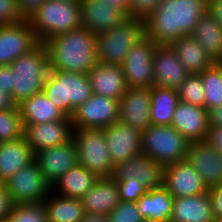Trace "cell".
Segmentation results:
<instances>
[{
  "label": "cell",
  "mask_w": 222,
  "mask_h": 222,
  "mask_svg": "<svg viewBox=\"0 0 222 222\" xmlns=\"http://www.w3.org/2000/svg\"><path fill=\"white\" fill-rule=\"evenodd\" d=\"M206 12V0H162L144 20L145 35L157 45H170L182 36L191 35Z\"/></svg>",
  "instance_id": "1"
},
{
  "label": "cell",
  "mask_w": 222,
  "mask_h": 222,
  "mask_svg": "<svg viewBox=\"0 0 222 222\" xmlns=\"http://www.w3.org/2000/svg\"><path fill=\"white\" fill-rule=\"evenodd\" d=\"M164 187L173 197H188L208 192L202 176L188 160L165 166Z\"/></svg>",
  "instance_id": "15"
},
{
  "label": "cell",
  "mask_w": 222,
  "mask_h": 222,
  "mask_svg": "<svg viewBox=\"0 0 222 222\" xmlns=\"http://www.w3.org/2000/svg\"><path fill=\"white\" fill-rule=\"evenodd\" d=\"M103 131L114 166L141 155V131L120 120L103 128Z\"/></svg>",
  "instance_id": "13"
},
{
  "label": "cell",
  "mask_w": 222,
  "mask_h": 222,
  "mask_svg": "<svg viewBox=\"0 0 222 222\" xmlns=\"http://www.w3.org/2000/svg\"><path fill=\"white\" fill-rule=\"evenodd\" d=\"M18 107L23 125L55 122L67 117L43 92L34 94L19 104Z\"/></svg>",
  "instance_id": "29"
},
{
  "label": "cell",
  "mask_w": 222,
  "mask_h": 222,
  "mask_svg": "<svg viewBox=\"0 0 222 222\" xmlns=\"http://www.w3.org/2000/svg\"><path fill=\"white\" fill-rule=\"evenodd\" d=\"M38 43L28 19L16 24L0 25V66L10 65Z\"/></svg>",
  "instance_id": "12"
},
{
  "label": "cell",
  "mask_w": 222,
  "mask_h": 222,
  "mask_svg": "<svg viewBox=\"0 0 222 222\" xmlns=\"http://www.w3.org/2000/svg\"><path fill=\"white\" fill-rule=\"evenodd\" d=\"M207 12L222 26V0H209Z\"/></svg>",
  "instance_id": "47"
},
{
  "label": "cell",
  "mask_w": 222,
  "mask_h": 222,
  "mask_svg": "<svg viewBox=\"0 0 222 222\" xmlns=\"http://www.w3.org/2000/svg\"><path fill=\"white\" fill-rule=\"evenodd\" d=\"M34 157L24 138L0 142V178L6 182L18 170L33 162Z\"/></svg>",
  "instance_id": "27"
},
{
  "label": "cell",
  "mask_w": 222,
  "mask_h": 222,
  "mask_svg": "<svg viewBox=\"0 0 222 222\" xmlns=\"http://www.w3.org/2000/svg\"><path fill=\"white\" fill-rule=\"evenodd\" d=\"M190 73L170 45H157L153 53L154 86L178 89Z\"/></svg>",
  "instance_id": "21"
},
{
  "label": "cell",
  "mask_w": 222,
  "mask_h": 222,
  "mask_svg": "<svg viewBox=\"0 0 222 222\" xmlns=\"http://www.w3.org/2000/svg\"><path fill=\"white\" fill-rule=\"evenodd\" d=\"M162 0H130L128 17L146 20Z\"/></svg>",
  "instance_id": "41"
},
{
  "label": "cell",
  "mask_w": 222,
  "mask_h": 222,
  "mask_svg": "<svg viewBox=\"0 0 222 222\" xmlns=\"http://www.w3.org/2000/svg\"><path fill=\"white\" fill-rule=\"evenodd\" d=\"M23 126V138L34 154L44 148L65 144L72 139L73 127L70 117L55 122Z\"/></svg>",
  "instance_id": "19"
},
{
  "label": "cell",
  "mask_w": 222,
  "mask_h": 222,
  "mask_svg": "<svg viewBox=\"0 0 222 222\" xmlns=\"http://www.w3.org/2000/svg\"><path fill=\"white\" fill-rule=\"evenodd\" d=\"M219 65H220V67H221V69H222V59H219L218 61H216Z\"/></svg>",
  "instance_id": "54"
},
{
  "label": "cell",
  "mask_w": 222,
  "mask_h": 222,
  "mask_svg": "<svg viewBox=\"0 0 222 222\" xmlns=\"http://www.w3.org/2000/svg\"><path fill=\"white\" fill-rule=\"evenodd\" d=\"M88 76L95 95L120 100L129 88L121 65L98 62Z\"/></svg>",
  "instance_id": "23"
},
{
  "label": "cell",
  "mask_w": 222,
  "mask_h": 222,
  "mask_svg": "<svg viewBox=\"0 0 222 222\" xmlns=\"http://www.w3.org/2000/svg\"><path fill=\"white\" fill-rule=\"evenodd\" d=\"M80 200L84 213L108 215L120 202L116 180L112 177H99Z\"/></svg>",
  "instance_id": "24"
},
{
  "label": "cell",
  "mask_w": 222,
  "mask_h": 222,
  "mask_svg": "<svg viewBox=\"0 0 222 222\" xmlns=\"http://www.w3.org/2000/svg\"><path fill=\"white\" fill-rule=\"evenodd\" d=\"M24 126L19 107L0 111V142L23 138Z\"/></svg>",
  "instance_id": "35"
},
{
  "label": "cell",
  "mask_w": 222,
  "mask_h": 222,
  "mask_svg": "<svg viewBox=\"0 0 222 222\" xmlns=\"http://www.w3.org/2000/svg\"><path fill=\"white\" fill-rule=\"evenodd\" d=\"M170 222H216L208 193L174 197Z\"/></svg>",
  "instance_id": "25"
},
{
  "label": "cell",
  "mask_w": 222,
  "mask_h": 222,
  "mask_svg": "<svg viewBox=\"0 0 222 222\" xmlns=\"http://www.w3.org/2000/svg\"><path fill=\"white\" fill-rule=\"evenodd\" d=\"M119 100L92 94L71 117L73 129H103L119 121Z\"/></svg>",
  "instance_id": "11"
},
{
  "label": "cell",
  "mask_w": 222,
  "mask_h": 222,
  "mask_svg": "<svg viewBox=\"0 0 222 222\" xmlns=\"http://www.w3.org/2000/svg\"><path fill=\"white\" fill-rule=\"evenodd\" d=\"M46 0H18L20 11L25 19L35 13Z\"/></svg>",
  "instance_id": "44"
},
{
  "label": "cell",
  "mask_w": 222,
  "mask_h": 222,
  "mask_svg": "<svg viewBox=\"0 0 222 222\" xmlns=\"http://www.w3.org/2000/svg\"><path fill=\"white\" fill-rule=\"evenodd\" d=\"M174 197L163 186L148 190L137 203L145 222H170Z\"/></svg>",
  "instance_id": "26"
},
{
  "label": "cell",
  "mask_w": 222,
  "mask_h": 222,
  "mask_svg": "<svg viewBox=\"0 0 222 222\" xmlns=\"http://www.w3.org/2000/svg\"><path fill=\"white\" fill-rule=\"evenodd\" d=\"M186 160L202 176L208 189L222 185V153L206 140L190 142Z\"/></svg>",
  "instance_id": "20"
},
{
  "label": "cell",
  "mask_w": 222,
  "mask_h": 222,
  "mask_svg": "<svg viewBox=\"0 0 222 222\" xmlns=\"http://www.w3.org/2000/svg\"><path fill=\"white\" fill-rule=\"evenodd\" d=\"M144 35V21L130 17L117 27L96 35L98 62L122 65L128 51Z\"/></svg>",
  "instance_id": "6"
},
{
  "label": "cell",
  "mask_w": 222,
  "mask_h": 222,
  "mask_svg": "<svg viewBox=\"0 0 222 222\" xmlns=\"http://www.w3.org/2000/svg\"><path fill=\"white\" fill-rule=\"evenodd\" d=\"M205 89L207 111L222 105V69L217 62L199 74Z\"/></svg>",
  "instance_id": "34"
},
{
  "label": "cell",
  "mask_w": 222,
  "mask_h": 222,
  "mask_svg": "<svg viewBox=\"0 0 222 222\" xmlns=\"http://www.w3.org/2000/svg\"><path fill=\"white\" fill-rule=\"evenodd\" d=\"M4 181L0 178V190L4 188Z\"/></svg>",
  "instance_id": "52"
},
{
  "label": "cell",
  "mask_w": 222,
  "mask_h": 222,
  "mask_svg": "<svg viewBox=\"0 0 222 222\" xmlns=\"http://www.w3.org/2000/svg\"><path fill=\"white\" fill-rule=\"evenodd\" d=\"M0 222H11L10 218H4V219H0Z\"/></svg>",
  "instance_id": "53"
},
{
  "label": "cell",
  "mask_w": 222,
  "mask_h": 222,
  "mask_svg": "<svg viewBox=\"0 0 222 222\" xmlns=\"http://www.w3.org/2000/svg\"><path fill=\"white\" fill-rule=\"evenodd\" d=\"M78 164L98 177H111L114 164L111 160L103 129H73Z\"/></svg>",
  "instance_id": "8"
},
{
  "label": "cell",
  "mask_w": 222,
  "mask_h": 222,
  "mask_svg": "<svg viewBox=\"0 0 222 222\" xmlns=\"http://www.w3.org/2000/svg\"><path fill=\"white\" fill-rule=\"evenodd\" d=\"M11 222H48L43 203L13 204Z\"/></svg>",
  "instance_id": "37"
},
{
  "label": "cell",
  "mask_w": 222,
  "mask_h": 222,
  "mask_svg": "<svg viewBox=\"0 0 222 222\" xmlns=\"http://www.w3.org/2000/svg\"><path fill=\"white\" fill-rule=\"evenodd\" d=\"M207 193L215 219H222V185L209 188Z\"/></svg>",
  "instance_id": "42"
},
{
  "label": "cell",
  "mask_w": 222,
  "mask_h": 222,
  "mask_svg": "<svg viewBox=\"0 0 222 222\" xmlns=\"http://www.w3.org/2000/svg\"><path fill=\"white\" fill-rule=\"evenodd\" d=\"M178 102L177 89L151 87V125H170Z\"/></svg>",
  "instance_id": "33"
},
{
  "label": "cell",
  "mask_w": 222,
  "mask_h": 222,
  "mask_svg": "<svg viewBox=\"0 0 222 222\" xmlns=\"http://www.w3.org/2000/svg\"><path fill=\"white\" fill-rule=\"evenodd\" d=\"M4 183L13 204L42 203L52 191L35 160Z\"/></svg>",
  "instance_id": "9"
},
{
  "label": "cell",
  "mask_w": 222,
  "mask_h": 222,
  "mask_svg": "<svg viewBox=\"0 0 222 222\" xmlns=\"http://www.w3.org/2000/svg\"><path fill=\"white\" fill-rule=\"evenodd\" d=\"M98 178L95 173L77 164L55 182L52 192L63 197L81 199Z\"/></svg>",
  "instance_id": "30"
},
{
  "label": "cell",
  "mask_w": 222,
  "mask_h": 222,
  "mask_svg": "<svg viewBox=\"0 0 222 222\" xmlns=\"http://www.w3.org/2000/svg\"><path fill=\"white\" fill-rule=\"evenodd\" d=\"M116 182L120 201L137 202L148 191L137 179L130 178Z\"/></svg>",
  "instance_id": "39"
},
{
  "label": "cell",
  "mask_w": 222,
  "mask_h": 222,
  "mask_svg": "<svg viewBox=\"0 0 222 222\" xmlns=\"http://www.w3.org/2000/svg\"><path fill=\"white\" fill-rule=\"evenodd\" d=\"M170 46L190 74H200L215 62L191 35L182 36Z\"/></svg>",
  "instance_id": "28"
},
{
  "label": "cell",
  "mask_w": 222,
  "mask_h": 222,
  "mask_svg": "<svg viewBox=\"0 0 222 222\" xmlns=\"http://www.w3.org/2000/svg\"><path fill=\"white\" fill-rule=\"evenodd\" d=\"M25 20L18 0H0V25L16 24Z\"/></svg>",
  "instance_id": "40"
},
{
  "label": "cell",
  "mask_w": 222,
  "mask_h": 222,
  "mask_svg": "<svg viewBox=\"0 0 222 222\" xmlns=\"http://www.w3.org/2000/svg\"><path fill=\"white\" fill-rule=\"evenodd\" d=\"M109 222H145L136 202L120 201L118 206L108 214Z\"/></svg>",
  "instance_id": "38"
},
{
  "label": "cell",
  "mask_w": 222,
  "mask_h": 222,
  "mask_svg": "<svg viewBox=\"0 0 222 222\" xmlns=\"http://www.w3.org/2000/svg\"><path fill=\"white\" fill-rule=\"evenodd\" d=\"M10 67L14 72L12 99L18 106L43 91L50 70L45 45L39 42L32 50L14 60Z\"/></svg>",
  "instance_id": "3"
},
{
  "label": "cell",
  "mask_w": 222,
  "mask_h": 222,
  "mask_svg": "<svg viewBox=\"0 0 222 222\" xmlns=\"http://www.w3.org/2000/svg\"><path fill=\"white\" fill-rule=\"evenodd\" d=\"M208 125L222 127V105L208 111Z\"/></svg>",
  "instance_id": "48"
},
{
  "label": "cell",
  "mask_w": 222,
  "mask_h": 222,
  "mask_svg": "<svg viewBox=\"0 0 222 222\" xmlns=\"http://www.w3.org/2000/svg\"><path fill=\"white\" fill-rule=\"evenodd\" d=\"M151 88L129 87L119 100V120L141 132L151 126Z\"/></svg>",
  "instance_id": "16"
},
{
  "label": "cell",
  "mask_w": 222,
  "mask_h": 222,
  "mask_svg": "<svg viewBox=\"0 0 222 222\" xmlns=\"http://www.w3.org/2000/svg\"><path fill=\"white\" fill-rule=\"evenodd\" d=\"M216 222H222V219H218V220H216Z\"/></svg>",
  "instance_id": "55"
},
{
  "label": "cell",
  "mask_w": 222,
  "mask_h": 222,
  "mask_svg": "<svg viewBox=\"0 0 222 222\" xmlns=\"http://www.w3.org/2000/svg\"><path fill=\"white\" fill-rule=\"evenodd\" d=\"M14 72L10 65L0 66V89L4 92L13 94Z\"/></svg>",
  "instance_id": "43"
},
{
  "label": "cell",
  "mask_w": 222,
  "mask_h": 222,
  "mask_svg": "<svg viewBox=\"0 0 222 222\" xmlns=\"http://www.w3.org/2000/svg\"><path fill=\"white\" fill-rule=\"evenodd\" d=\"M16 106L12 96L0 89V111L14 109Z\"/></svg>",
  "instance_id": "49"
},
{
  "label": "cell",
  "mask_w": 222,
  "mask_h": 222,
  "mask_svg": "<svg viewBox=\"0 0 222 222\" xmlns=\"http://www.w3.org/2000/svg\"><path fill=\"white\" fill-rule=\"evenodd\" d=\"M189 142L206 140L209 125L205 108L179 101L170 124Z\"/></svg>",
  "instance_id": "22"
},
{
  "label": "cell",
  "mask_w": 222,
  "mask_h": 222,
  "mask_svg": "<svg viewBox=\"0 0 222 222\" xmlns=\"http://www.w3.org/2000/svg\"><path fill=\"white\" fill-rule=\"evenodd\" d=\"M13 206V202L5 187L0 190V219L8 218Z\"/></svg>",
  "instance_id": "46"
},
{
  "label": "cell",
  "mask_w": 222,
  "mask_h": 222,
  "mask_svg": "<svg viewBox=\"0 0 222 222\" xmlns=\"http://www.w3.org/2000/svg\"><path fill=\"white\" fill-rule=\"evenodd\" d=\"M104 3L118 7L122 10H125L127 13L129 12V3L130 0H102Z\"/></svg>",
  "instance_id": "51"
},
{
  "label": "cell",
  "mask_w": 222,
  "mask_h": 222,
  "mask_svg": "<svg viewBox=\"0 0 222 222\" xmlns=\"http://www.w3.org/2000/svg\"><path fill=\"white\" fill-rule=\"evenodd\" d=\"M39 42L82 27L79 1L46 0L29 18Z\"/></svg>",
  "instance_id": "5"
},
{
  "label": "cell",
  "mask_w": 222,
  "mask_h": 222,
  "mask_svg": "<svg viewBox=\"0 0 222 222\" xmlns=\"http://www.w3.org/2000/svg\"><path fill=\"white\" fill-rule=\"evenodd\" d=\"M34 160L38 163L43 177L52 187L63 174L78 164L74 140L39 150L35 153Z\"/></svg>",
  "instance_id": "14"
},
{
  "label": "cell",
  "mask_w": 222,
  "mask_h": 222,
  "mask_svg": "<svg viewBox=\"0 0 222 222\" xmlns=\"http://www.w3.org/2000/svg\"><path fill=\"white\" fill-rule=\"evenodd\" d=\"M80 222H109L108 215L100 213H84Z\"/></svg>",
  "instance_id": "50"
},
{
  "label": "cell",
  "mask_w": 222,
  "mask_h": 222,
  "mask_svg": "<svg viewBox=\"0 0 222 222\" xmlns=\"http://www.w3.org/2000/svg\"><path fill=\"white\" fill-rule=\"evenodd\" d=\"M206 141L222 153V127L209 126Z\"/></svg>",
  "instance_id": "45"
},
{
  "label": "cell",
  "mask_w": 222,
  "mask_h": 222,
  "mask_svg": "<svg viewBox=\"0 0 222 222\" xmlns=\"http://www.w3.org/2000/svg\"><path fill=\"white\" fill-rule=\"evenodd\" d=\"M157 44L144 35L128 51L122 66L128 87L154 86L153 53Z\"/></svg>",
  "instance_id": "10"
},
{
  "label": "cell",
  "mask_w": 222,
  "mask_h": 222,
  "mask_svg": "<svg viewBox=\"0 0 222 222\" xmlns=\"http://www.w3.org/2000/svg\"><path fill=\"white\" fill-rule=\"evenodd\" d=\"M177 92L179 101L205 108V89L199 74H190Z\"/></svg>",
  "instance_id": "36"
},
{
  "label": "cell",
  "mask_w": 222,
  "mask_h": 222,
  "mask_svg": "<svg viewBox=\"0 0 222 222\" xmlns=\"http://www.w3.org/2000/svg\"><path fill=\"white\" fill-rule=\"evenodd\" d=\"M191 36L215 62L222 59V26L208 12L200 17Z\"/></svg>",
  "instance_id": "32"
},
{
  "label": "cell",
  "mask_w": 222,
  "mask_h": 222,
  "mask_svg": "<svg viewBox=\"0 0 222 222\" xmlns=\"http://www.w3.org/2000/svg\"><path fill=\"white\" fill-rule=\"evenodd\" d=\"M48 222H80L84 215L80 199L63 197L50 192L42 202Z\"/></svg>",
  "instance_id": "31"
},
{
  "label": "cell",
  "mask_w": 222,
  "mask_h": 222,
  "mask_svg": "<svg viewBox=\"0 0 222 222\" xmlns=\"http://www.w3.org/2000/svg\"><path fill=\"white\" fill-rule=\"evenodd\" d=\"M82 27L94 35L108 31L127 20L128 13L102 0H79Z\"/></svg>",
  "instance_id": "17"
},
{
  "label": "cell",
  "mask_w": 222,
  "mask_h": 222,
  "mask_svg": "<svg viewBox=\"0 0 222 222\" xmlns=\"http://www.w3.org/2000/svg\"><path fill=\"white\" fill-rule=\"evenodd\" d=\"M165 166L148 156L139 155L114 167L111 176L116 181L137 179L147 190L164 186Z\"/></svg>",
  "instance_id": "18"
},
{
  "label": "cell",
  "mask_w": 222,
  "mask_h": 222,
  "mask_svg": "<svg viewBox=\"0 0 222 222\" xmlns=\"http://www.w3.org/2000/svg\"><path fill=\"white\" fill-rule=\"evenodd\" d=\"M189 144L171 125H151L142 132L141 154L166 166L185 160Z\"/></svg>",
  "instance_id": "7"
},
{
  "label": "cell",
  "mask_w": 222,
  "mask_h": 222,
  "mask_svg": "<svg viewBox=\"0 0 222 222\" xmlns=\"http://www.w3.org/2000/svg\"><path fill=\"white\" fill-rule=\"evenodd\" d=\"M67 117L92 95L91 81L87 74L49 70L42 91Z\"/></svg>",
  "instance_id": "4"
},
{
  "label": "cell",
  "mask_w": 222,
  "mask_h": 222,
  "mask_svg": "<svg viewBox=\"0 0 222 222\" xmlns=\"http://www.w3.org/2000/svg\"><path fill=\"white\" fill-rule=\"evenodd\" d=\"M50 70L89 74L98 63L96 35L81 27L47 39Z\"/></svg>",
  "instance_id": "2"
}]
</instances>
